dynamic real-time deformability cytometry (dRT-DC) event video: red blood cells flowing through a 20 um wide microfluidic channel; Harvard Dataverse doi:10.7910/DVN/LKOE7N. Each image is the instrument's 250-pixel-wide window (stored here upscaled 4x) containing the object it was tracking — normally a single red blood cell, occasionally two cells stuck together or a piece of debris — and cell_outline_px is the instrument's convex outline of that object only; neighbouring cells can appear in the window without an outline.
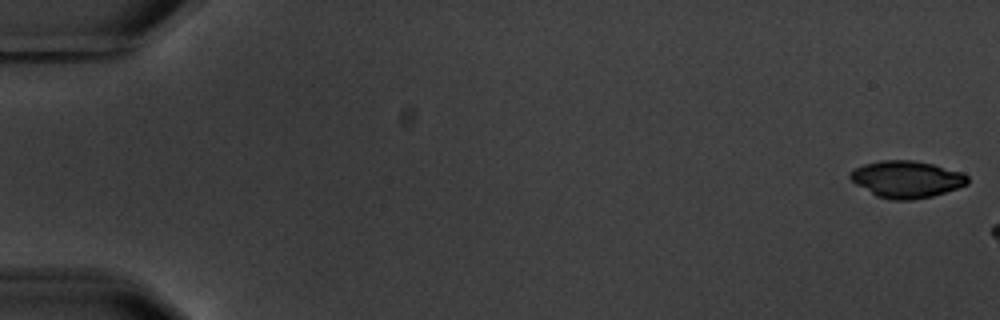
{"species": "common noctule bat (a hibernating species)", "species_latin": "Nyctalus noctula", "temperature_condition": "warm", "stored_images_in_passage": 3, "camera_frame_rate_fps": 3000, "um_per_image_px": 0.085, "animal": {"sex": "male", "body_mass_g": 20.1, "forearm_length_mm": 53.5}, "frame": {"image": 1, "passage_image": 1, "time_ms": 0.0, "image_size_px": [1000, 320], "cell_outline_px": [[968, 184], [932, 196], [912, 200], [892, 200], [876, 196], [856, 184], [848, 176], [856, 168], [864, 164], [880, 160], [912, 160], [932, 164], [964, 172], [968, 176]], "centroid_in_image_um": [77.07, 15.23], "position_along_channel_um": 7.9, "area_um2": 25.14}}